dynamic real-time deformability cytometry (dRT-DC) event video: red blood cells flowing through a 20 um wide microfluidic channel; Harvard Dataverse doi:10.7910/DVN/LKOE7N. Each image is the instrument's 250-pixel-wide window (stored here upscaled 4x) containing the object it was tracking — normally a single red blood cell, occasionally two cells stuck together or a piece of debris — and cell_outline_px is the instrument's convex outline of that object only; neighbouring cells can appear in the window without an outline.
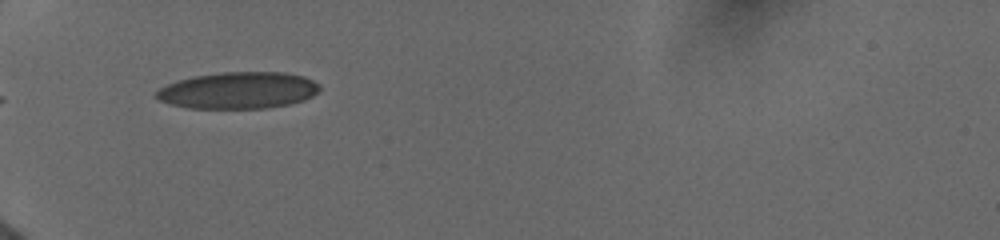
{"species": "human", "species_latin": "Homo sapiens", "temperature_condition": "cold", "stored_images_in_passage": 10, "camera_frame_rate_fps": 3000, "um_per_image_px": 0.085, "donor": {"sex": "female"}, "frame": {"image": 1, "passage_image": 7, "time_ms": 3.667, "image_size_px": [1000, 240], "cell_outline_px": [[320, 92], [304, 100], [288, 104], [268, 108], [188, 108], [172, 104], [160, 100], [156, 96], [156, 92], [160, 88], [168, 84], [192, 76], [220, 72], [284, 72], [304, 76], [320, 84]], "centroid_in_image_um": [20.3, 7.67], "position_along_channel_um": 64.7, "area_um2": 34.91}}
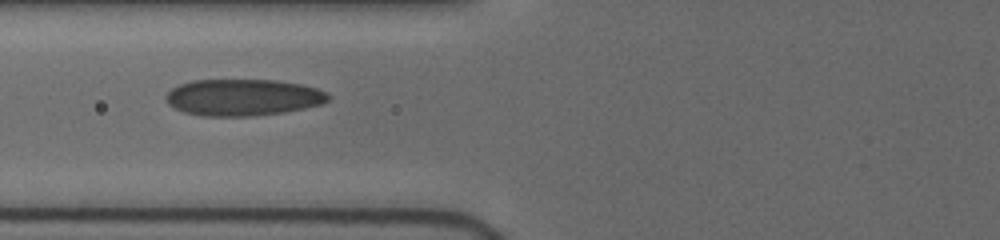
{"frame": {"image": 2, "passage_image": 9, "time_ms": 5.0, "image_size_px": [1000, 240], "cell_outline_px": [[332, 96], [328, 100], [320, 104], [304, 108], [284, 112], [252, 116], [204, 116], [184, 112], [168, 104], [164, 96], [172, 88], [180, 84], [192, 80], [276, 80], [300, 84], [316, 88]], "centroid_in_image_um": [20.63, 8.27], "position_along_channel_um": 105.2, "area_um2": 34.56}}